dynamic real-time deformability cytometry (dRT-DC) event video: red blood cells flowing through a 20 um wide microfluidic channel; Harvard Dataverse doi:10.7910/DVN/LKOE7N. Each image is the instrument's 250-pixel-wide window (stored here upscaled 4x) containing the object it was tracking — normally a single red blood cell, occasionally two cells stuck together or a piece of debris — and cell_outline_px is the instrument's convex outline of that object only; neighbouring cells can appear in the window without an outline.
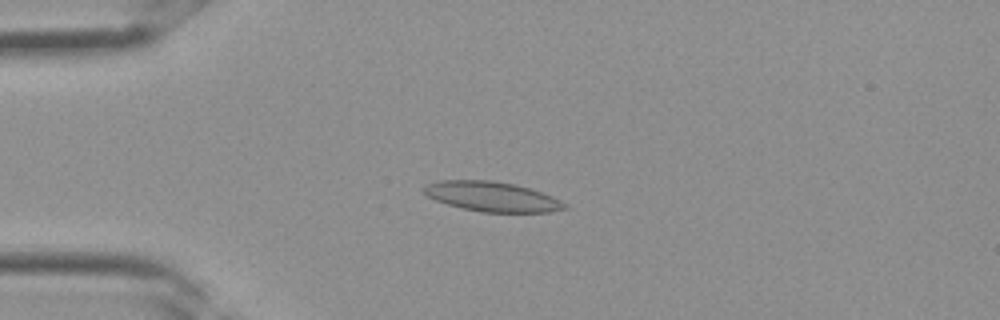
{"species": "Egyptian fruit bat (a non-hibernating species)", "species_latin": "Rousettus aegyptiacus", "temperature_condition": "room temperature", "stored_images_in_passage": 30, "camera_frame_rate_fps": 3000, "um_per_image_px": 0.085, "frame": {"image": 1, "passage_image": 8, "time_ms": 2.333, "image_size_px": [1000, 320], "cell_outline_px": [[568, 208], [548, 212], [480, 212], [448, 204], [436, 200], [428, 196], [420, 188], [424, 184], [440, 180], [492, 180], [512, 184], [528, 188], [552, 196], [568, 204]], "centroid_in_image_um": [41.79, 16.7], "position_along_channel_um": 43.2, "area_um2": 24.39}}
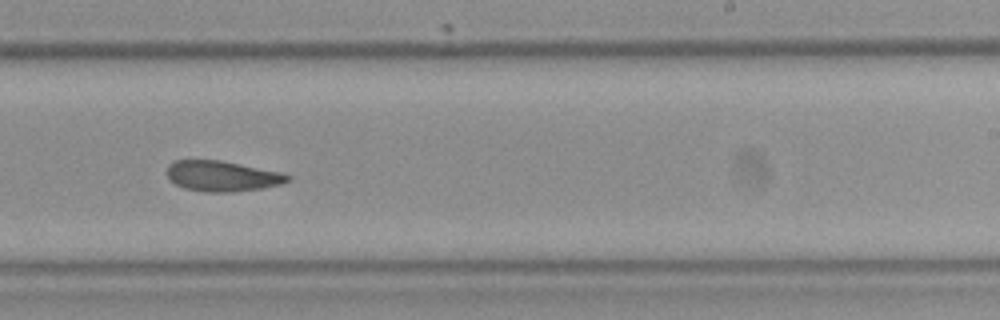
{"frame": {"image": 2, "passage_image": 21, "time_ms": 6.667, "image_size_px": [1000, 320], "cell_outline_px": [[292, 180], [280, 184], [260, 188], [232, 192], [204, 192], [184, 188], [176, 184], [168, 176], [168, 164], [176, 160], [220, 160], [284, 172], [292, 176]], "centroid_in_image_um": [18.94, 14.96], "position_along_channel_um": 270.1, "area_um2": 21.5}}
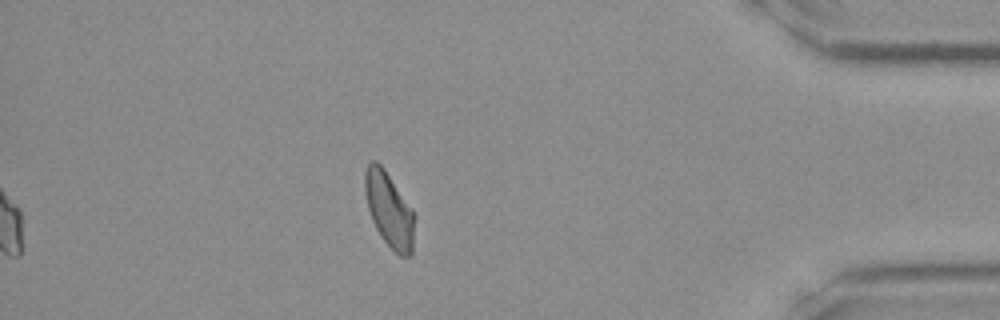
{"frame": {"image": 3, "passage_image": 30, "time_ms": 9.667, "image_size_px": [1000, 320], "cell_outline_px": [[416, 216], [412, 256], [400, 256], [384, 240], [376, 228], [372, 220], [368, 208], [364, 192], [364, 172], [368, 164], [372, 160], [376, 160], [384, 168], [412, 208]], "centroid_in_image_um": [33.1, 17.82], "position_along_channel_um": 402.1, "area_um2": 21.85}}